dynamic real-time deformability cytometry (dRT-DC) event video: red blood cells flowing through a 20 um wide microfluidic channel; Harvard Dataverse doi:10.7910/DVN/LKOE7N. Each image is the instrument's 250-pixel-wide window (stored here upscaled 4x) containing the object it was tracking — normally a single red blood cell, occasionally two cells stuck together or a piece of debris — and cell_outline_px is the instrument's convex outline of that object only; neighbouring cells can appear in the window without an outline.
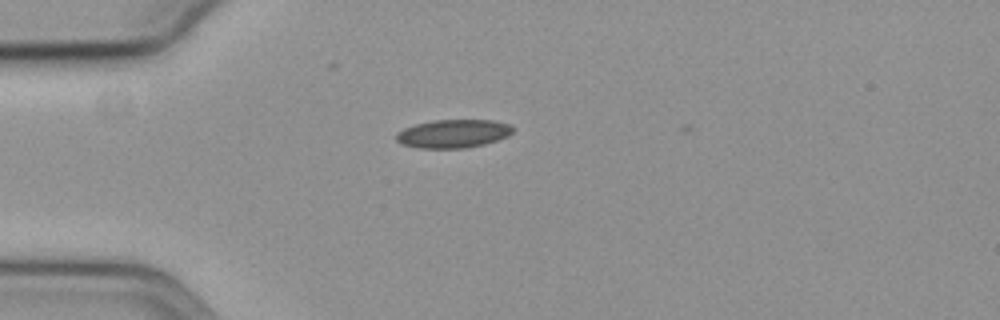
{"species": "common noctule bat (a hibernating species)", "species_latin": "Nyctalus noctula", "temperature_condition": "cold", "stored_images_in_passage": 8, "camera_frame_rate_fps": 3000, "um_per_image_px": 0.085, "animal": {"sex": "female", "body_mass_g": 19.3, "forearm_length_mm": 54.1}, "frame": {"image": 1, "passage_image": 1, "time_ms": 0.0, "image_size_px": [1000, 320], "cell_outline_px": [[516, 128], [508, 136], [484, 144], [464, 148], [416, 148], [400, 144], [396, 140], [396, 132], [404, 128], [416, 124], [432, 120], [492, 120], [508, 124]], "centroid_in_image_um": [38.5, 11.36], "position_along_channel_um": 46.5, "area_um2": 19.36}}
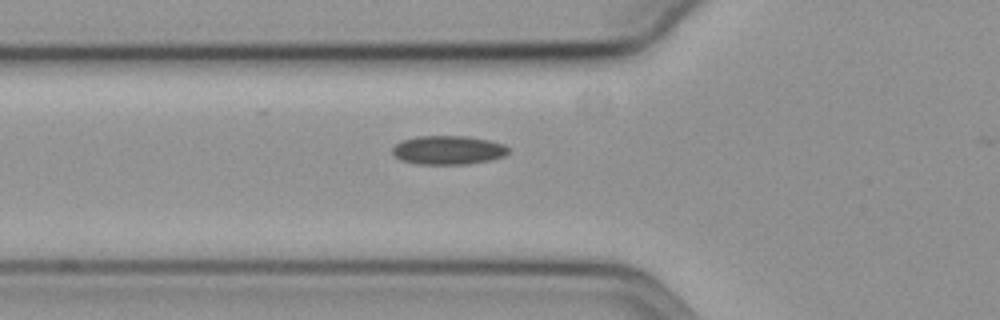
{"frame": {"image": 2, "passage_image": 6, "time_ms": 1.667, "image_size_px": [1000, 320], "cell_outline_px": [[508, 152], [504, 156], [492, 160], [468, 164], [416, 164], [400, 160], [392, 156], [392, 148], [396, 144], [404, 140], [416, 136], [468, 136], [488, 140], [504, 144], [508, 148]], "centroid_in_image_um": [38.07, 12.76], "position_along_channel_um": 87.7, "area_um2": 19.65}}